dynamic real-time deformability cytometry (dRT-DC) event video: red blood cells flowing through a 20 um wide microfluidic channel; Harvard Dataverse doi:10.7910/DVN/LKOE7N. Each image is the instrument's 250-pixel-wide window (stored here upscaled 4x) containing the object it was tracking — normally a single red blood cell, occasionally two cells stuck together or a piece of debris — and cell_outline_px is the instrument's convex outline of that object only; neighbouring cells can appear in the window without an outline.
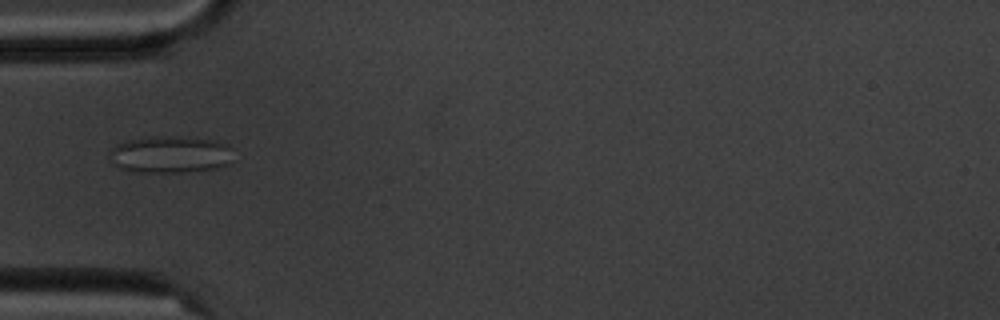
{"species": "common noctule bat (a hibernating species)", "species_latin": "Nyctalus noctula", "temperature_condition": "cold", "stored_images_in_passage": 15, "camera_frame_rate_fps": 3000, "um_per_image_px": 0.085, "animal": {"sex": "male", "body_mass_g": 20.1, "forearm_length_mm": 53.5}, "frame": {"image": 1, "passage_image": 5, "time_ms": 5.333, "image_size_px": [1000, 320], "cell_outline_px": [[232, 148], [228, 164], [216, 168], [180, 172], [136, 172], [120, 168], [112, 164], [108, 152], [108, 148], [116, 144], [128, 140], [148, 136], [176, 136], [216, 140], [228, 144]], "centroid_in_image_um": [14.41, 13.11], "position_along_channel_um": 70.6, "area_um2": 26.99}}
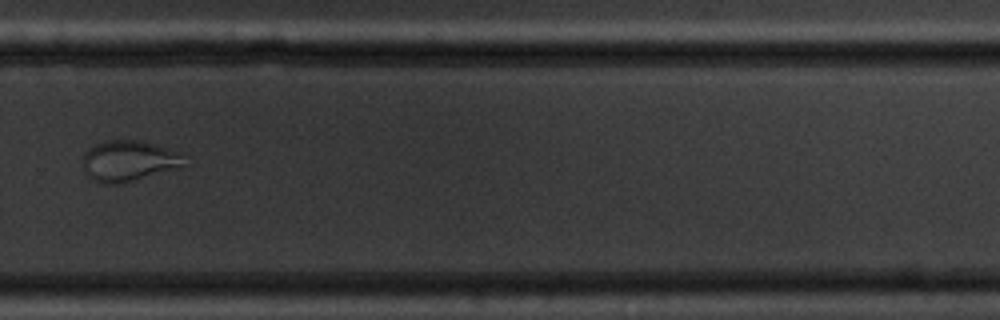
{"frame": {"image": 2, "passage_image": 11, "time_ms": 12.333, "image_size_px": [1000, 320], "cell_outline_px": [[184, 164], [120, 184], [104, 184], [92, 180], [84, 172], [84, 152], [88, 148], [96, 144], [108, 140], [144, 140], [184, 152]], "centroid_in_image_um": [10.92, 13.64], "position_along_channel_um": 318.9, "area_um2": 23.99}}
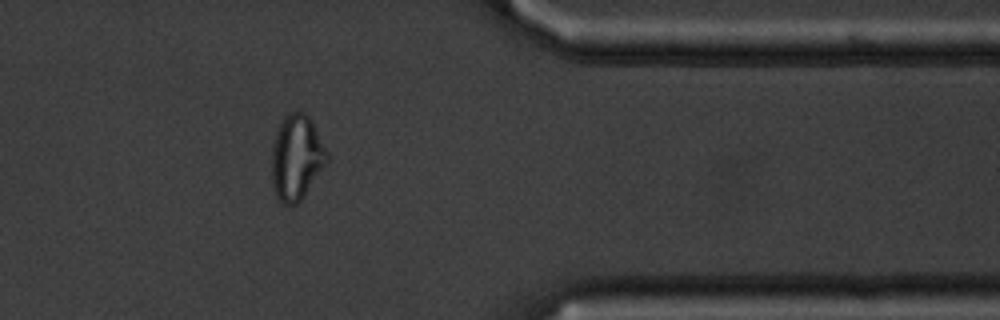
{"frame": {"image": 3, "passage_image": 13, "time_ms": 14.667, "image_size_px": [1000, 320], "cell_outline_px": [[328, 160], [304, 196], [296, 204], [284, 204], [276, 196], [272, 184], [272, 148], [276, 132], [284, 116], [288, 112], [304, 112], [312, 120], [328, 152]], "centroid_in_image_um": [25.2, 13.37], "position_along_channel_um": 386.2, "area_um2": 27.28}}